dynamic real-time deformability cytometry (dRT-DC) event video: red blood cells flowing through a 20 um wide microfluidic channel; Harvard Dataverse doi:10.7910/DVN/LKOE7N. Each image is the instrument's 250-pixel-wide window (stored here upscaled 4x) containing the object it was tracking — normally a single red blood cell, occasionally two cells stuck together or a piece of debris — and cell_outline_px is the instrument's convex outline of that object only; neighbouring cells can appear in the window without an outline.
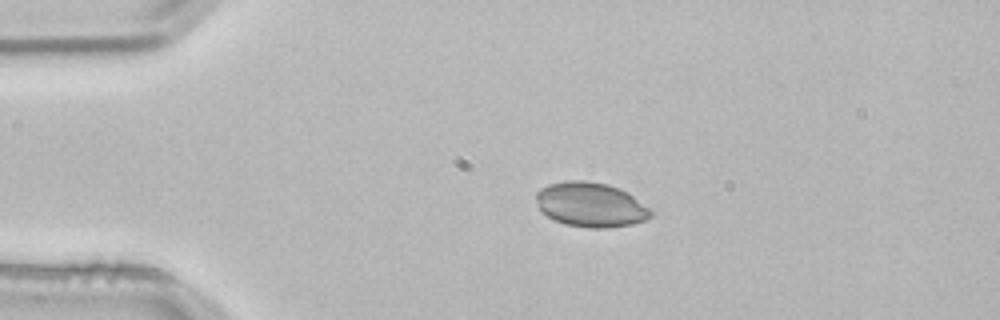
{"species": "common noctule bat (a hibernating species)", "species_latin": "Nyctalus noctula", "temperature_condition": "room temperature", "stored_images_in_passage": 2, "camera_frame_rate_fps": 3000, "um_per_image_px": 0.085, "animal": {"sex": "male", "body_mass_g": 21.5, "forearm_length_mm": 52.0}, "frame": {"image": 1, "passage_image": 1, "time_ms": 0.0, "image_size_px": [1000, 320], "cell_outline_px": [[652, 216], [644, 220], [632, 224], [604, 228], [588, 228], [564, 224], [552, 220], [540, 212], [536, 200], [536, 192], [540, 188], [548, 184], [568, 180], [584, 180], [608, 184], [620, 188], [628, 192], [648, 208], [652, 212]], "centroid_in_image_um": [50.16, 17.39], "position_along_channel_um": 34.8, "area_um2": 30.06}}